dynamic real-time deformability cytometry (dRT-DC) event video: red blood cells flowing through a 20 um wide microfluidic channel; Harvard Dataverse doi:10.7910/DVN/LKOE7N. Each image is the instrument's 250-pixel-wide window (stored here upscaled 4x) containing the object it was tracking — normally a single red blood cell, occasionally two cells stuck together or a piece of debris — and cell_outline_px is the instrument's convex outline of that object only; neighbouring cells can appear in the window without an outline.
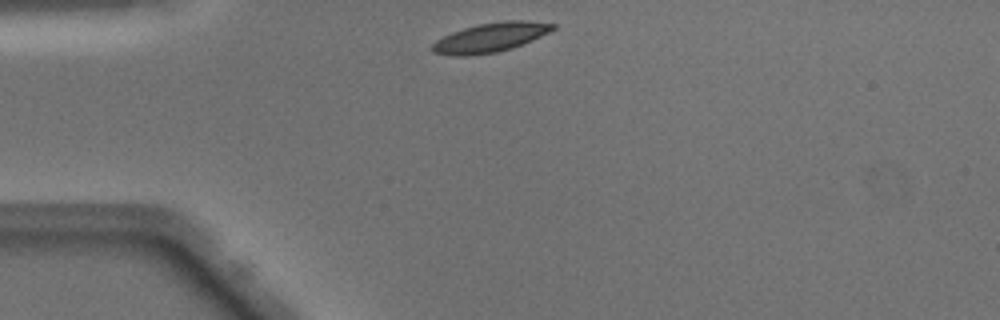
{"species": "Egyptian fruit bat (a non-hibernating species)", "species_latin": "Rousettus aegyptiacus", "temperature_condition": "warm", "stored_images_in_passage": 38, "camera_frame_rate_fps": 3000, "um_per_image_px": 0.085, "animal": {"sex": "male"}, "frame": {"image": 1, "passage_image": 1, "time_ms": 0.0, "image_size_px": [1000, 320], "cell_outline_px": [[556, 28], [532, 40], [512, 48], [496, 52], [464, 56], [452, 56], [432, 52], [432, 44], [436, 40], [452, 32], [464, 28], [480, 24], [504, 20], [524, 20], [556, 24]], "centroid_in_image_um": [41.68, 3.18], "position_along_channel_um": 43.3, "area_um2": 20.4}}
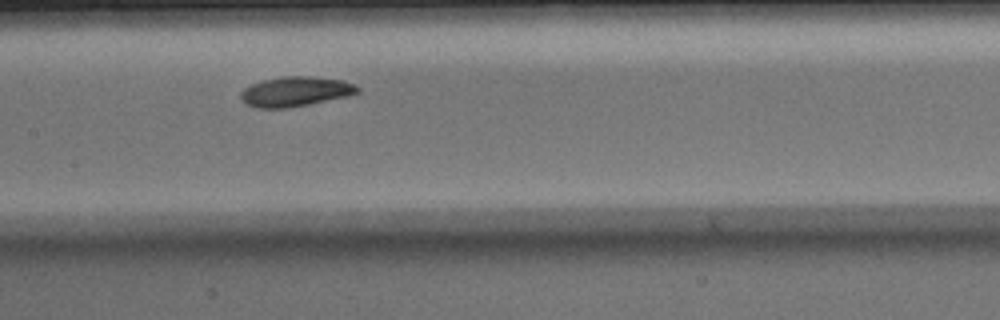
{"frame": {"image": 2, "passage_image": 13, "time_ms": 4.0, "image_size_px": [1000, 320], "cell_outline_px": [[360, 92], [348, 96], [288, 108], [256, 108], [240, 100], [240, 92], [244, 88], [252, 84], [264, 80], [284, 76], [312, 76], [340, 80], [352, 84], [360, 88]], "centroid_in_image_um": [25.09, 7.78], "position_along_channel_um": 182.3, "area_um2": 20.17}}
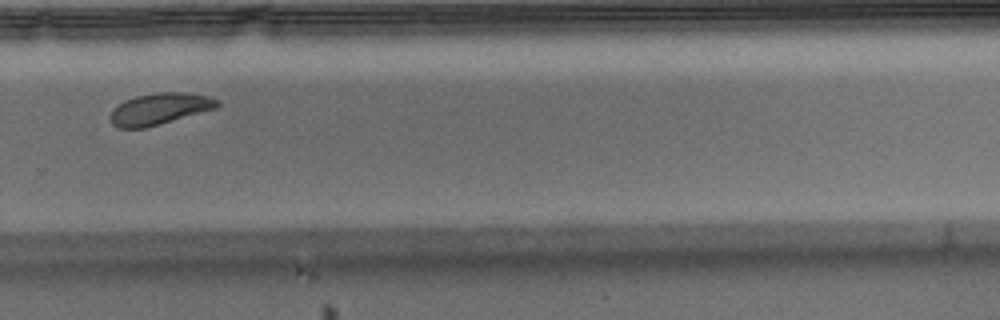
{"frame": {"image": 3, "passage_image": 23, "time_ms": 7.333, "image_size_px": [1000, 320], "cell_outline_px": [[220, 104], [216, 108], [160, 124], [144, 128], [116, 128], [112, 124], [108, 116], [112, 108], [116, 104], [124, 100], [136, 96], [160, 92], [184, 92], [208, 96], [220, 100]], "centroid_in_image_um": [13.51, 9.25], "position_along_channel_um": 316.3, "area_um2": 19.83}, "authors_computed_cell_mechanics": {"area_um2": 20.3167, "velocity_mm_per_s": 4.0311, "shape_relaxation_time_tau1_ms": 3.1158, "shape_relaxation_time_tau2_ms": 3.9501, "deformation_change_tau1": 0.1135, "deformation_change_tau2": 0.0921}}